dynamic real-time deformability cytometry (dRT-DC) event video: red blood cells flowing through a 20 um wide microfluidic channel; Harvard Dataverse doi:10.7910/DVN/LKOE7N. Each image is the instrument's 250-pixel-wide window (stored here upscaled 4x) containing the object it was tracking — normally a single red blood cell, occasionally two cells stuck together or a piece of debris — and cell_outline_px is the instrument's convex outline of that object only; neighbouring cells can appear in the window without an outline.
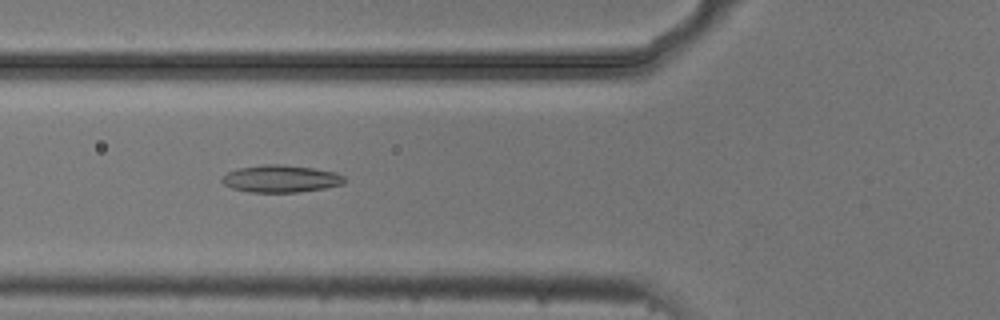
{"species": "common noctule bat (a hibernating species)", "species_latin": "Nyctalus noctula", "temperature_condition": "cold", "stored_images_in_passage": 5, "camera_frame_rate_fps": 3000, "um_per_image_px": 0.085, "animal": {"sex": "male", "body_mass_g": 20.5, "forearm_length_mm": 52.5}, "frame": {"image": 1, "passage_image": 4, "time_ms": 1.0, "image_size_px": [1000, 320], "cell_outline_px": [[348, 180], [344, 184], [324, 188], [300, 192], [248, 192], [232, 188], [224, 184], [220, 180], [220, 176], [236, 168], [264, 164], [280, 164], [312, 168], [336, 172], [344, 176]], "centroid_in_image_um": [23.86, 15.19], "position_along_channel_um": 101.9, "area_um2": 19.71}}
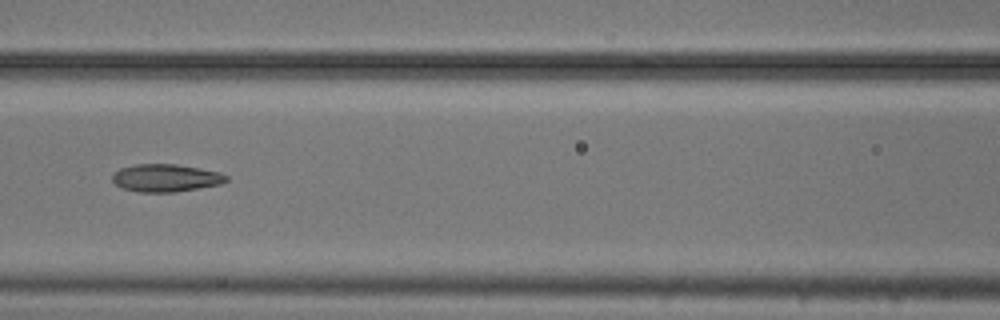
{"frame": {"image": 2, "passage_image": 5, "time_ms": 1.333, "image_size_px": [1000, 320], "cell_outline_px": [[228, 180], [220, 184], [200, 188], [176, 192], [136, 192], [124, 188], [116, 184], [112, 180], [112, 176], [120, 168], [136, 164], [176, 164], [200, 168], [220, 172], [228, 176]], "centroid_in_image_um": [14.11, 15.12], "position_along_channel_um": 152.5, "area_um2": 18.38}}